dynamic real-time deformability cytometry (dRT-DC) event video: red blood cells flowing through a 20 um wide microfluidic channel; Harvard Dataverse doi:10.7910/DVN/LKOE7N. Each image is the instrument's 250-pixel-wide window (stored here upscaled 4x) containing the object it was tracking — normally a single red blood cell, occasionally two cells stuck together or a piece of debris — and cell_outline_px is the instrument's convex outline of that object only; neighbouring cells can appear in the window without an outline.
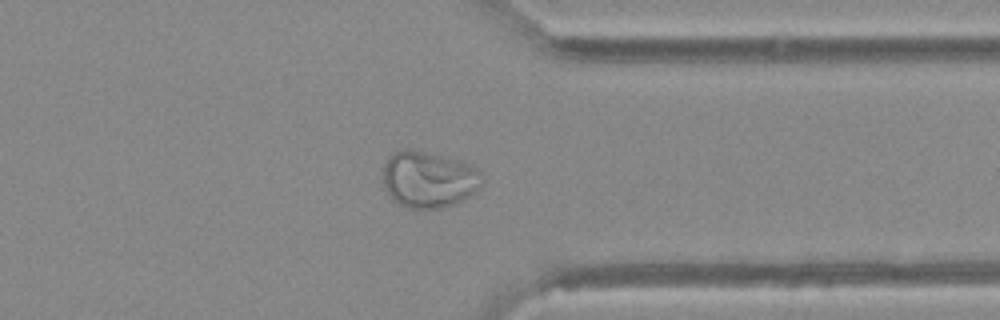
{"species": "Egyptian fruit bat (a non-hibernating species)", "species_latin": "Rousettus aegyptiacus", "temperature_condition": "warm", "stored_images_in_passage": 35, "camera_frame_rate_fps": 3000, "um_per_image_px": 0.085, "animal": {"sex": "female"}, "frame": {"image": 1, "passage_image": 25, "time_ms": 8.0, "image_size_px": [1000, 320], "cell_outline_px": [[484, 180], [476, 192], [444, 208], [408, 208], [400, 204], [388, 196], [384, 188], [384, 164], [388, 156], [404, 148], [408, 148], [472, 164], [480, 172]], "centroid_in_image_um": [36.43, 15.25], "position_along_channel_um": 375.0, "area_um2": 32.48}}
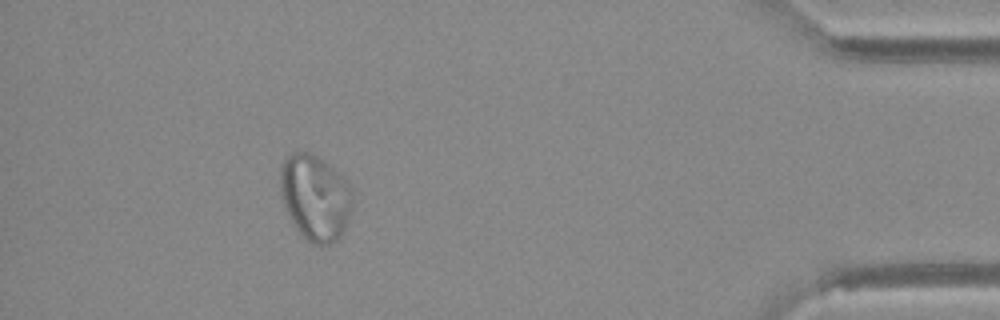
{"frame": {"image": 2, "passage_image": 31, "time_ms": 10.0, "image_size_px": [1000, 320], "cell_outline_px": [[348, 220], [344, 232], [336, 240], [328, 244], [312, 244], [296, 228], [284, 208], [280, 192], [280, 168], [284, 160], [292, 152], [312, 152], [332, 168], [340, 176], [348, 188]], "centroid_in_image_um": [26.7, 16.78], "position_along_channel_um": 408.5, "area_um2": 35.03}}